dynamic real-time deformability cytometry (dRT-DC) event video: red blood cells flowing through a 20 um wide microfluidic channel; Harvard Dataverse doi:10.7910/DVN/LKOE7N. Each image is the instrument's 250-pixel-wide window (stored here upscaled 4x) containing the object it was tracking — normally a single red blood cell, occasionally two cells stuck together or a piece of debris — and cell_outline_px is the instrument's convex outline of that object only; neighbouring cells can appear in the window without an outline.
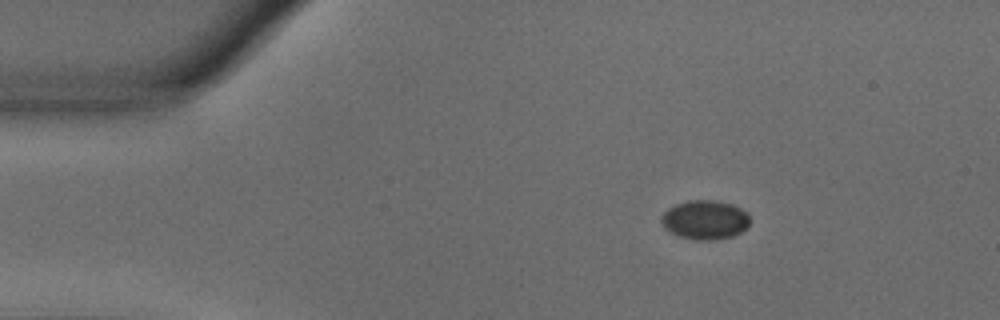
{"species": "common noctule bat (a hibernating species)", "species_latin": "Nyctalus noctula", "temperature_condition": "warm", "stored_images_in_passage": 47, "camera_frame_rate_fps": 3000, "um_per_image_px": 0.085, "animal": {"sex": "male", "body_mass_g": 18.8}, "frame": {"image": 1, "passage_image": 1, "time_ms": 0.0, "image_size_px": [1000, 320], "cell_outline_px": [[748, 228], [732, 236], [712, 240], [696, 240], [680, 236], [664, 228], [660, 220], [660, 216], [668, 208], [676, 204], [688, 200], [716, 200], [732, 204], [748, 212]], "centroid_in_image_um": [59.91, 18.67], "position_along_channel_um": 25.1, "area_um2": 20.23}}
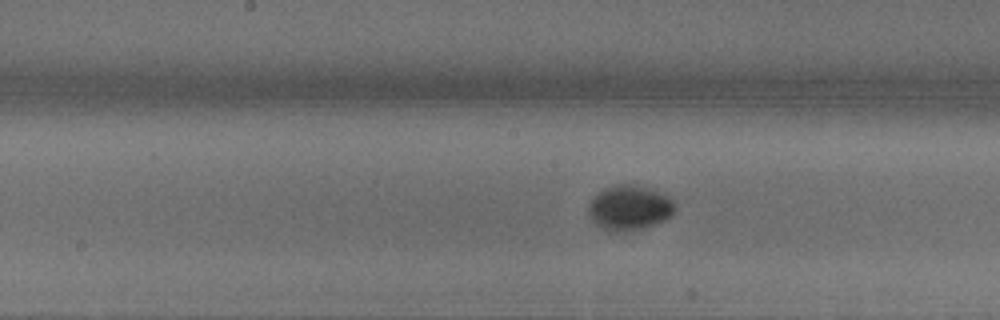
{"frame": {"image": 2, "passage_image": 20, "time_ms": 6.333, "image_size_px": [1000, 320], "cell_outline_px": [[676, 208], [672, 216], [664, 220], [644, 228], [620, 232], [608, 232], [600, 228], [588, 216], [588, 204], [604, 188], [616, 184], [632, 184], [660, 192], [668, 196], [672, 200]], "centroid_in_image_um": [53.49, 17.68], "position_along_channel_um": 194.7, "area_um2": 22.72}}
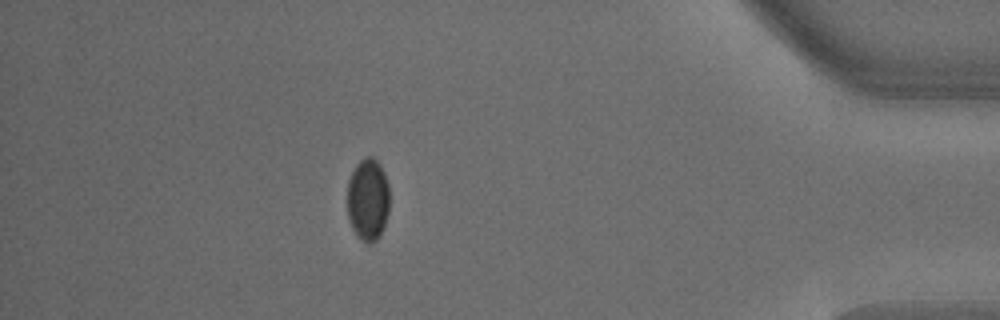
{"frame": {"image": 3, "passage_image": 41, "time_ms": 13.333, "image_size_px": [1000, 320], "cell_outline_px": [[388, 212], [380, 236], [372, 244], [368, 244], [352, 228], [348, 220], [348, 180], [356, 164], [364, 156], [372, 156], [380, 164], [384, 172], [388, 184]], "centroid_in_image_um": [31.27, 16.93], "position_along_channel_um": 403.9, "area_um2": 20.17}, "authors_computed_cell_mechanics": {"area_um2": 20.5768, "velocity_mm_per_s": 3.6521, "shape_relaxation_time_tau1_ms": 2.2137, "shape_relaxation_time_tau2_ms": null, "deformation_change_tau1": 0.0651, "deformation_change_tau2": null}}